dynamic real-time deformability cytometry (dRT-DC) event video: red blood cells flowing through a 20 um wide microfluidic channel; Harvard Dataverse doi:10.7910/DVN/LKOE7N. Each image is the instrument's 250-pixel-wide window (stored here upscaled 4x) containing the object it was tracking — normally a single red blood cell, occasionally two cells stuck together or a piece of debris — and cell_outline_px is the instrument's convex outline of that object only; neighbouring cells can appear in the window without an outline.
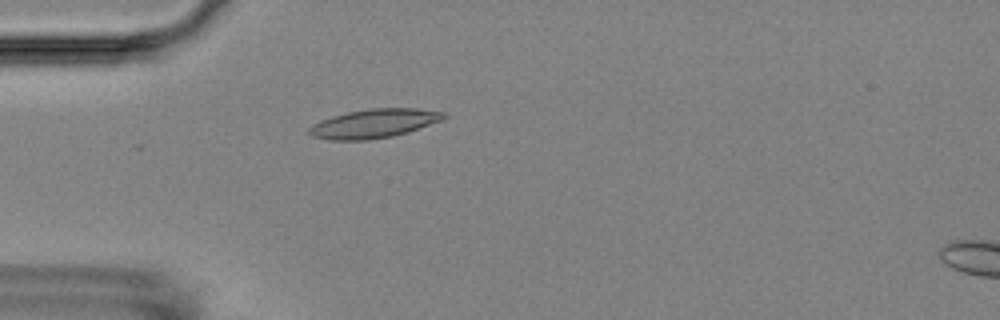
{"species": "Egyptian fruit bat (a non-hibernating species)", "species_latin": "Rousettus aegyptiacus", "temperature_condition": "room temperature", "stored_images_in_passage": 2, "camera_frame_rate_fps": 3000, "um_per_image_px": 0.085, "animal": {"sex": "female"}, "frame": {"image": 1, "passage_image": 2, "time_ms": 1.0, "image_size_px": [1000, 320], "cell_outline_px": [[448, 116], [444, 120], [408, 132], [392, 136], [368, 140], [328, 140], [312, 136], [308, 132], [308, 128], [312, 124], [320, 120], [332, 116], [348, 112], [368, 108], [416, 108], [444, 112]], "centroid_in_image_um": [31.8, 10.49], "position_along_channel_um": 53.2, "area_um2": 22.89}}